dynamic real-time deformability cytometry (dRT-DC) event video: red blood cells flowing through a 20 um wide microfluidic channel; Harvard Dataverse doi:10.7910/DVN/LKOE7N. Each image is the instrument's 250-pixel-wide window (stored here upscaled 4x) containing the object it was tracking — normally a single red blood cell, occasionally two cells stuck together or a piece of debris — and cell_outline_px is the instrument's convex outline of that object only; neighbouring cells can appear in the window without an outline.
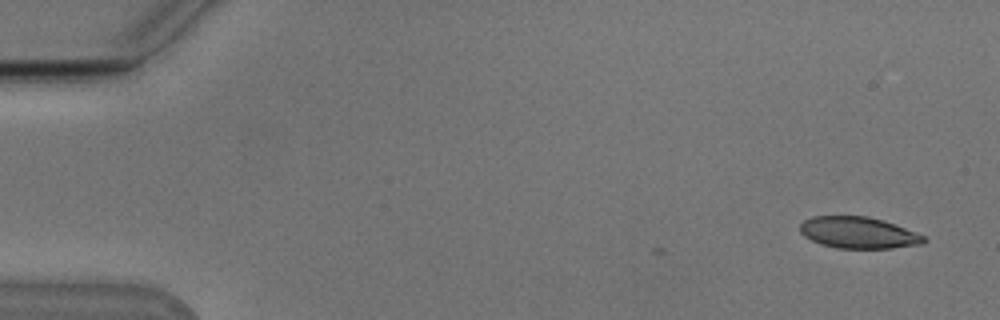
{"species": "Egyptian fruit bat (a non-hibernating species)", "species_latin": "Rousettus aegyptiacus", "temperature_condition": "cold", "stored_images_in_passage": 7, "camera_frame_rate_fps": 3000, "um_per_image_px": 0.085, "animal": {"sex": "male"}, "frame": {"image": 1, "passage_image": 1, "time_ms": 0.0, "image_size_px": [1000, 320], "cell_outline_px": [[928, 240], [924, 244], [892, 248], [836, 248], [820, 244], [804, 236], [800, 232], [800, 224], [804, 220], [812, 216], [868, 216], [884, 220], [924, 236]], "centroid_in_image_um": [72.96, 19.78], "position_along_channel_um": 12.0, "area_um2": 22.77}}